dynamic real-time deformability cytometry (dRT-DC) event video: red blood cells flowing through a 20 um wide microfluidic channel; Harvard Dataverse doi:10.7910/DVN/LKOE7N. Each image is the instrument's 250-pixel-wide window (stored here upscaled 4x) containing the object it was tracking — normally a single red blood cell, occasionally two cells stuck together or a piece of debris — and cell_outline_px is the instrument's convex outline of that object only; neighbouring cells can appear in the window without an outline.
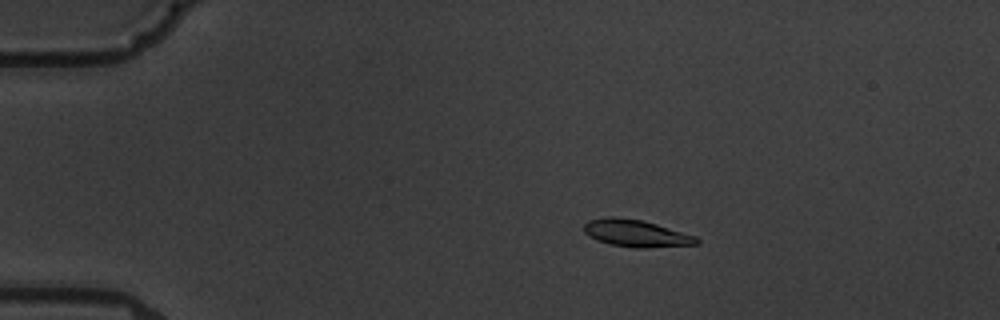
{"species": "common noctule bat (a hibernating species)", "species_latin": "Nyctalus noctula", "temperature_condition": "warm", "stored_images_in_passage": 6, "camera_frame_rate_fps": 3000, "um_per_image_px": 0.085, "animal": {"sex": "male", "body_mass_g": 19.5, "forearm_length_mm": 54.6}, "frame": {"image": 1, "passage_image": 4, "time_ms": 3.333, "image_size_px": [1000, 320], "cell_outline_px": [[700, 244], [648, 248], [636, 248], [612, 244], [596, 240], [588, 236], [584, 232], [584, 224], [588, 220], [608, 216], [616, 216], [640, 220], [656, 224], [696, 236], [700, 240]], "centroid_in_image_um": [54.06, 19.83], "position_along_channel_um": 30.9, "area_um2": 17.86}}